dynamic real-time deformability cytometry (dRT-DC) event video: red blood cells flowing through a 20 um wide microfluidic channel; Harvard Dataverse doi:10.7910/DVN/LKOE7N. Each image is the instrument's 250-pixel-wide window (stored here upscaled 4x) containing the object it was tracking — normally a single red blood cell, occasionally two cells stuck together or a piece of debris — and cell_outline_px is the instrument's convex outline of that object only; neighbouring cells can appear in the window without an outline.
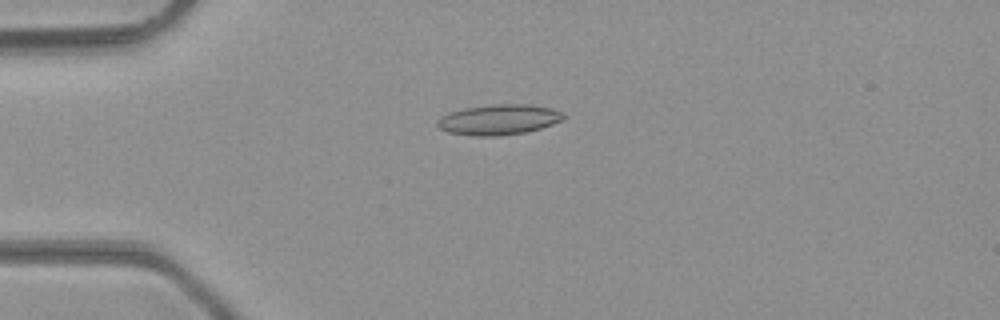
{"species": "common noctule bat (a hibernating species)", "species_latin": "Nyctalus noctula", "temperature_condition": "room temperature", "stored_images_in_passage": 42, "camera_frame_rate_fps": 3000, "um_per_image_px": 0.085, "animal": {"sex": "male", "body_mass_g": 23.1, "forearm_length_mm": 52.7}, "frame": {"image": 1, "passage_image": 7, "time_ms": 2.0, "image_size_px": [1000, 320], "cell_outline_px": [[568, 116], [564, 120], [540, 128], [524, 132], [500, 136], [472, 136], [448, 132], [440, 128], [436, 124], [436, 120], [440, 116], [464, 108], [492, 104], [528, 104], [552, 108]], "centroid_in_image_um": [42.4, 10.17], "position_along_channel_um": 42.6, "area_um2": 22.43}}
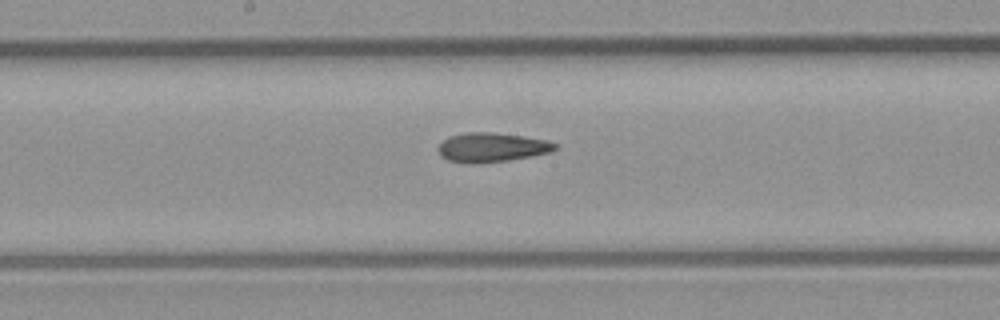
{"frame": {"image": 2, "passage_image": 20, "time_ms": 6.333, "image_size_px": [1000, 320], "cell_outline_px": [[556, 148], [552, 152], [532, 156], [508, 160], [472, 164], [448, 160], [440, 156], [436, 148], [448, 136], [464, 132], [492, 132], [524, 136], [548, 140], [556, 144]], "centroid_in_image_um": [41.78, 12.52], "position_along_channel_um": 206.4, "area_um2": 20.11}}
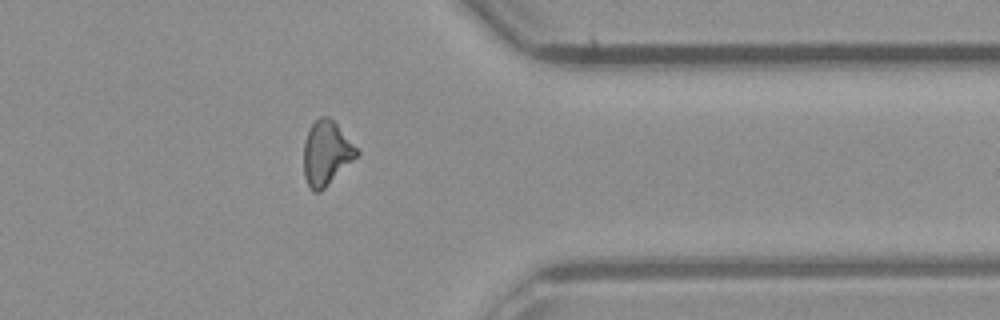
{"frame": {"image": 3, "passage_image": 33, "time_ms": 10.667, "image_size_px": [1000, 320], "cell_outline_px": [[360, 152], [320, 192], [312, 192], [304, 176], [304, 140], [312, 124], [320, 116], [328, 116], [336, 124]], "centroid_in_image_um": [27.7, 13.02], "position_along_channel_um": 383.7, "area_um2": 19.31}, "authors_computed_cell_mechanics": {"area_um2": 19.8254, "velocity_mm_per_s": 4.3508, "shape_relaxation_time_tau1_ms": null, "shape_relaxation_time_tau2_ms": 3.8292, "deformation_change_tau1": null, "deformation_change_tau2": 0.1405}}